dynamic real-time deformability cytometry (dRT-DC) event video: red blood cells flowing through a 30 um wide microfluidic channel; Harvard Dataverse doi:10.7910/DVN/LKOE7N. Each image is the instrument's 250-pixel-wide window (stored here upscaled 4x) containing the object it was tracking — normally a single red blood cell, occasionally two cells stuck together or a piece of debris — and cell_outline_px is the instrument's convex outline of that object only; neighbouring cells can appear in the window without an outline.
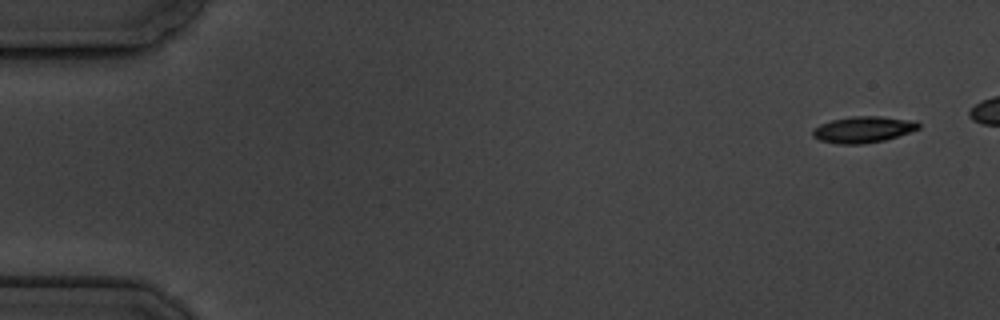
{"species": "common noctule bat (a hibernating species)", "species_latin": "Nyctalus noctula", "temperature_condition": "cold", "stored_images_in_passage": 5, "camera_frame_rate_fps": 3000, "um_per_image_px": 0.085, "animal": {"sex": "male", "body_mass_g": 19.5, "forearm_length_mm": 54.6}, "frame": {"image": 1, "passage_image": 1, "time_ms": 0.0, "image_size_px": [1000, 320], "cell_outline_px": [[920, 128], [884, 140], [864, 144], [836, 144], [820, 140], [812, 136], [812, 128], [820, 124], [832, 120], [852, 116], [880, 116], [916, 120], [920, 124]], "centroid_in_image_um": [73.35, 11.0], "position_along_channel_um": 11.7, "area_um2": 16.3}}